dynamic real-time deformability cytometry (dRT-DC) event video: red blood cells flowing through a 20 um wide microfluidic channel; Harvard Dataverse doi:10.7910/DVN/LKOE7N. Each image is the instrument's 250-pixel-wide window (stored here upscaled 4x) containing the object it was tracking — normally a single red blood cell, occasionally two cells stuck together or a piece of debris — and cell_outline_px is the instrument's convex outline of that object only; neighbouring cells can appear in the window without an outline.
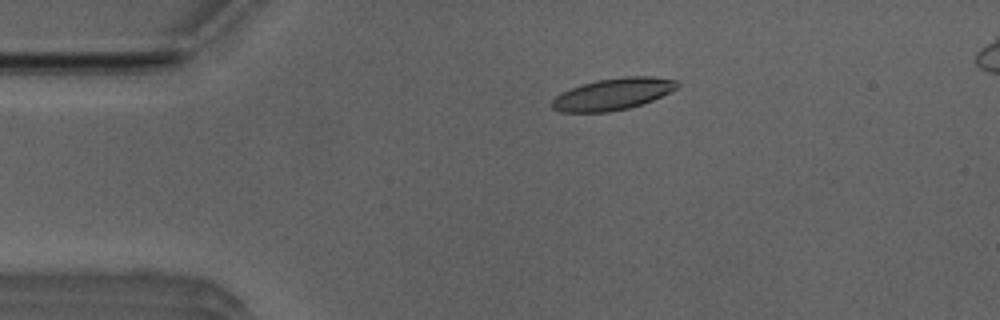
{"species": "Egyptian fruit bat (a non-hibernating species)", "species_latin": "Rousettus aegyptiacus", "temperature_condition": "room temperature", "stored_images_in_passage": 43, "camera_frame_rate_fps": 3000, "um_per_image_px": 0.085, "animal": {"sex": "male"}, "frame": {"image": 1, "passage_image": 1, "time_ms": 0.0, "image_size_px": [1000, 320], "cell_outline_px": [[680, 84], [676, 88], [652, 100], [628, 108], [608, 112], [560, 112], [552, 108], [552, 100], [560, 92], [596, 80], [624, 76], [652, 76], [676, 80]], "centroid_in_image_um": [52.07, 7.99], "position_along_channel_um": 32.9, "area_um2": 22.95}}
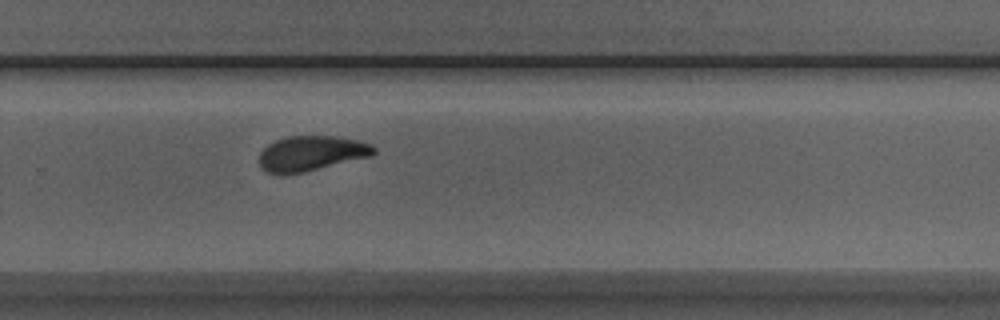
{"frame": {"image": 2, "passage_image": 25, "time_ms": 8.0, "image_size_px": [1000, 320], "cell_outline_px": [[376, 152], [372, 156], [304, 172], [284, 176], [268, 172], [260, 168], [260, 152], [268, 144], [284, 136], [332, 136], [356, 140], [372, 144], [376, 148]], "centroid_in_image_um": [26.44, 13.05], "position_along_channel_um": 303.4, "area_um2": 23.64}}
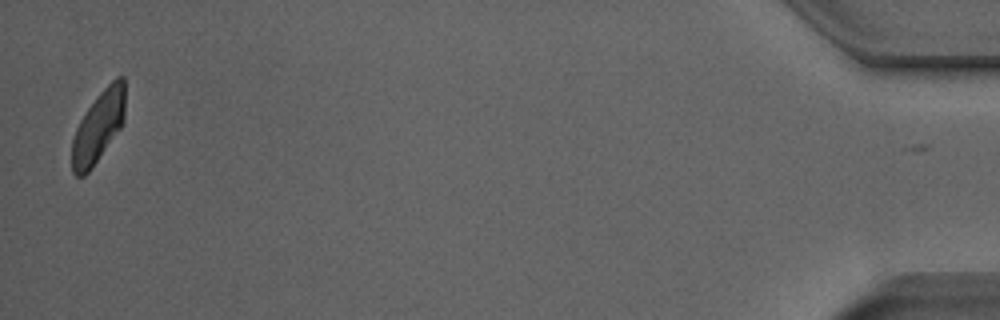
{"frame": {"image": 3, "passage_image": 42, "time_ms": 13.667, "image_size_px": [1000, 320], "cell_outline_px": [[124, 120], [120, 128], [92, 168], [84, 176], [76, 176], [72, 172], [72, 140], [76, 128], [80, 120], [88, 108], [100, 92], [116, 76], [124, 76]], "centroid_in_image_um": [8.35, 10.78], "position_along_channel_um": 426.8, "area_um2": 21.85}, "authors_computed_cell_mechanics": {"area_um2": 23.698, "velocity_mm_per_s": 3.9083, "shape_relaxation_time_tau1_ms": 3.8581, "shape_relaxation_time_tau2_ms": 2.0529, "deformation_change_tau1": 0.1424, "deformation_change_tau2": 0.0828}}